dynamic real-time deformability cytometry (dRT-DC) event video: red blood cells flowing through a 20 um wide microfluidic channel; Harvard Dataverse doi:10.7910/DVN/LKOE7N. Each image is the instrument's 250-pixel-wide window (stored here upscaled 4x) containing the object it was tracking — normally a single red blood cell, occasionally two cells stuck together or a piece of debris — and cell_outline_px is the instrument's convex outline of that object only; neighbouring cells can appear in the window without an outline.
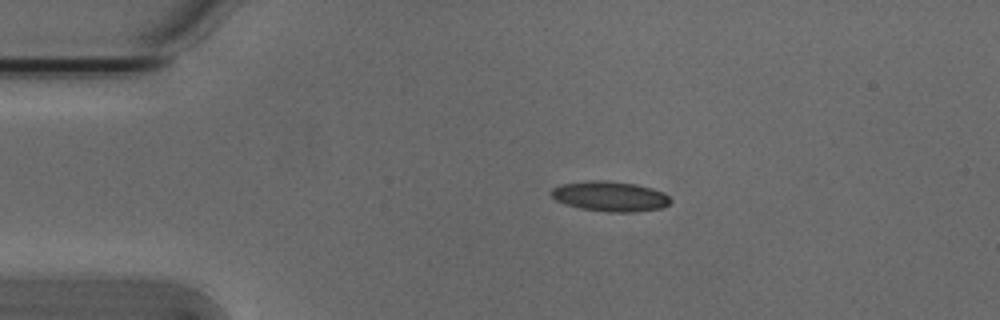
{"species": "Egyptian fruit bat (a non-hibernating species)", "species_latin": "Rousettus aegyptiacus", "temperature_condition": "cold", "stored_images_in_passage": 44, "camera_frame_rate_fps": 3000, "um_per_image_px": 0.085, "animal": {"sex": "male"}, "frame": {"image": 1, "passage_image": 1, "time_ms": 0.0, "image_size_px": [1000, 320], "cell_outline_px": [[672, 200], [668, 204], [660, 208], [636, 212], [608, 212], [580, 208], [556, 200], [552, 196], [552, 188], [560, 184], [592, 180], [604, 180], [636, 184], [652, 188], [664, 192]], "centroid_in_image_um": [51.88, 16.68], "position_along_channel_um": 33.1, "area_um2": 20.81}}
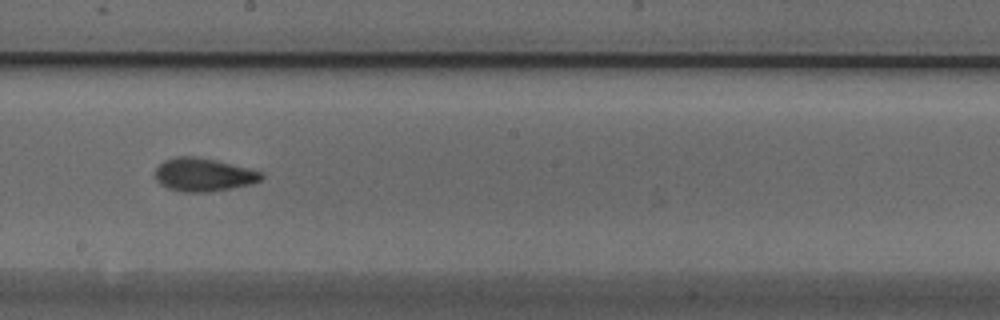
{"frame": {"image": 2, "passage_image": 20, "time_ms": 6.333, "image_size_px": [1000, 320], "cell_outline_px": [[264, 176], [260, 180], [252, 184], [212, 192], [184, 192], [168, 188], [160, 184], [156, 180], [156, 168], [164, 160], [176, 156], [192, 156], [216, 160], [264, 172]], "centroid_in_image_um": [17.31, 14.85], "position_along_channel_um": 230.9, "area_um2": 20.63}}
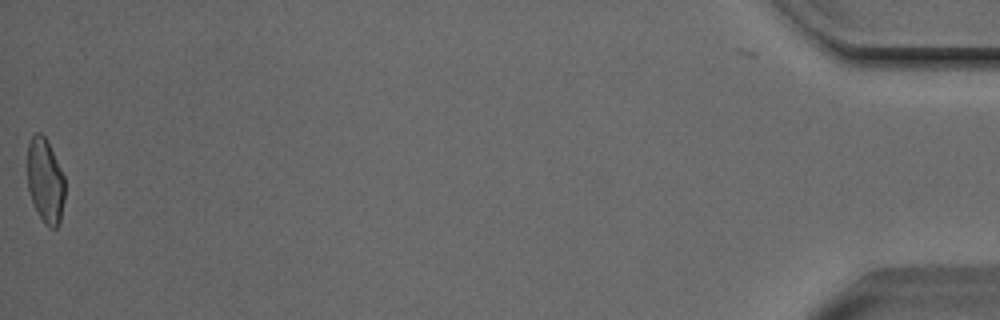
{"frame": {"image": 3, "passage_image": 44, "time_ms": 14.333, "image_size_px": [1000, 320], "cell_outline_px": [[64, 200], [60, 224], [56, 228], [48, 228], [44, 224], [32, 200], [28, 188], [28, 144], [32, 136], [36, 132], [40, 132], [44, 136], [64, 176]], "centroid_in_image_um": [3.85, 15.41], "position_along_channel_um": 431.3, "area_um2": 18.21}, "authors_computed_cell_mechanics": {"area_um2": 19.8254, "velocity_mm_per_s": 3.8127, "shape_relaxation_time_tau1_ms": 4.2805, "shape_relaxation_time_tau2_ms": 1.7749, "deformation_change_tau1": 0.1338, "deformation_change_tau2": 0.0705}}